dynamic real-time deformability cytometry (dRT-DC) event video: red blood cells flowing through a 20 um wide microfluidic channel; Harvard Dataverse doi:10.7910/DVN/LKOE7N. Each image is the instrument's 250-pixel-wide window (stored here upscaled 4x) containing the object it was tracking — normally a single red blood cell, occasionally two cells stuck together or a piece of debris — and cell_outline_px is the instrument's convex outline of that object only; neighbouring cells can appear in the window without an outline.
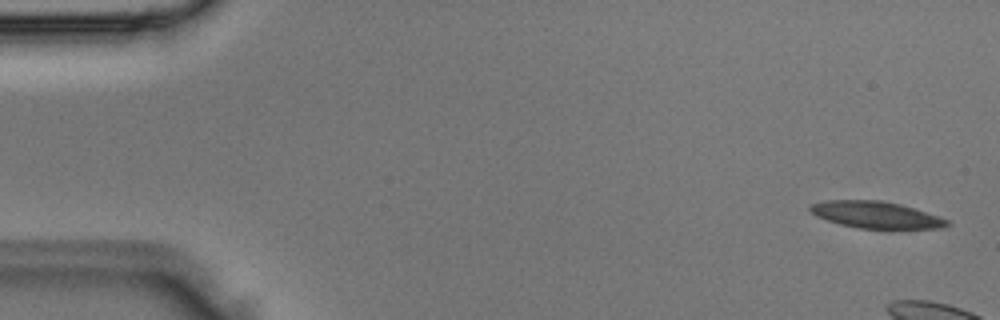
{"species": "Egyptian fruit bat (a non-hibernating species)", "species_latin": "Rousettus aegyptiacus", "temperature_condition": "room temperature", "stored_images_in_passage": 4, "camera_frame_rate_fps": 3000, "um_per_image_px": 0.085, "animal": {"sex": "male"}, "frame": {"image": 1, "passage_image": 1, "time_ms": 0.0, "image_size_px": [1000, 320], "cell_outline_px": [[952, 224], [944, 228], [856, 228], [840, 224], [816, 216], [808, 208], [808, 204], [824, 200], [880, 200], [900, 204], [940, 216], [948, 220]], "centroid_in_image_um": [74.45, 18.25], "position_along_channel_um": 10.6, "area_um2": 21.39}}
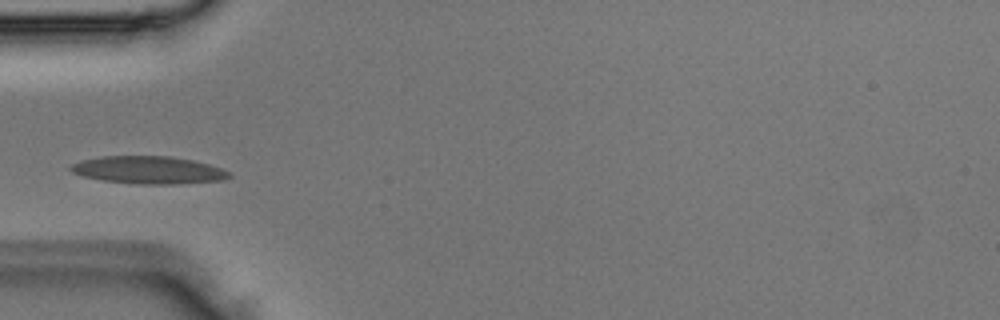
{"frame": {"image": 2, "passage_image": 4, "time_ms": 1.0, "image_size_px": [1000, 320], "cell_outline_px": [[232, 176], [224, 180], [172, 184], [136, 184], [100, 180], [84, 176], [72, 172], [68, 168], [72, 164], [80, 160], [100, 156], [168, 156], [192, 160], [208, 164], [232, 172]], "centroid_in_image_um": [12.61, 14.45], "position_along_channel_um": 72.4, "area_um2": 25.55}}